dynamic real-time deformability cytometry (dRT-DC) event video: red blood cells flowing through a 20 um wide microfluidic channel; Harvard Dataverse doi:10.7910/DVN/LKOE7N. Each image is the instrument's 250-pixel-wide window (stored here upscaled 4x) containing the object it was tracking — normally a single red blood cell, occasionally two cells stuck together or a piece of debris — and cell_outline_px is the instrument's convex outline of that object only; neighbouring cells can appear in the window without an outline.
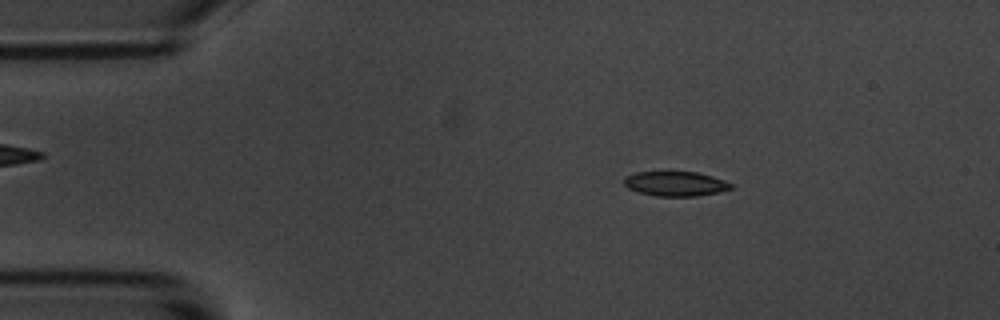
{"species": "common noctule bat (a hibernating species)", "species_latin": "Nyctalus noctula", "temperature_condition": "room temperature", "stored_images_in_passage": 3, "camera_frame_rate_fps": 3000, "um_per_image_px": 0.085, "animal": {"sex": "male", "body_mass_g": 20.1, "forearm_length_mm": 53.5}, "frame": {"image": 1, "passage_image": 1, "time_ms": 0.0, "image_size_px": [1000, 320], "cell_outline_px": [[732, 188], [720, 192], [696, 196], [656, 196], [640, 192], [628, 188], [624, 184], [624, 176], [636, 172], [696, 172], [712, 176], [724, 180], [732, 184]], "centroid_in_image_um": [57.41, 15.62], "position_along_channel_um": 27.6, "area_um2": 15.32}}